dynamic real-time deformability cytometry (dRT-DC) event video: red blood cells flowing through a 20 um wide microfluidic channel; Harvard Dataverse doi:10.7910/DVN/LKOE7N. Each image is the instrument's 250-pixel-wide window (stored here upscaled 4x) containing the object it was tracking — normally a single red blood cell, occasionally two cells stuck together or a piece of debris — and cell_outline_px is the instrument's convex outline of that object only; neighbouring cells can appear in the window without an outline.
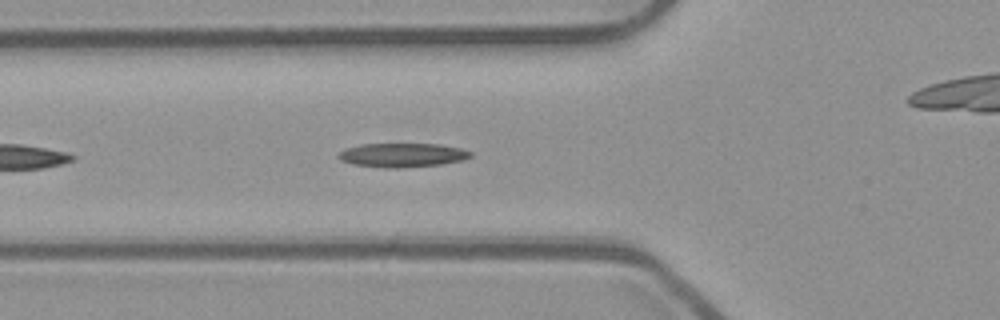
{"species": "common noctule bat (a hibernating species)", "species_latin": "Nyctalus noctula", "temperature_condition": "room temperature", "stored_images_in_passage": 12, "camera_frame_rate_fps": 3000, "um_per_image_px": 0.085, "animal": {"sex": "male", "body_mass_g": 23.1, "forearm_length_mm": 52.7}, "frame": {"image": 1, "passage_image": 6, "time_ms": 1.667, "image_size_px": [1000, 320], "cell_outline_px": [[472, 156], [464, 160], [440, 164], [400, 168], [384, 168], [352, 164], [340, 160], [336, 156], [344, 148], [360, 144], [440, 144], [460, 148], [472, 152]], "centroid_in_image_um": [34.17, 13.18], "position_along_channel_um": 91.6, "area_um2": 18.61}}
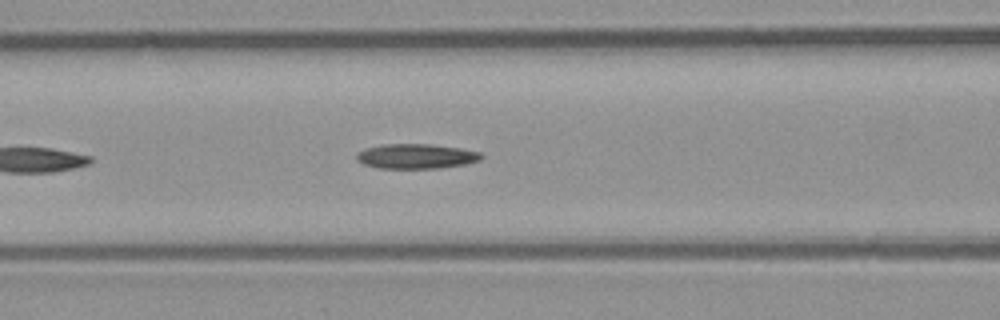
{"frame": {"image": 2, "passage_image": 9, "time_ms": 2.667, "image_size_px": [1000, 320], "cell_outline_px": [[484, 156], [480, 160], [464, 164], [440, 168], [376, 168], [364, 164], [356, 160], [356, 152], [364, 148], [384, 144], [432, 144], [460, 148], [480, 152]], "centroid_in_image_um": [35.34, 13.28], "position_along_channel_um": 131.3, "area_um2": 18.15}}